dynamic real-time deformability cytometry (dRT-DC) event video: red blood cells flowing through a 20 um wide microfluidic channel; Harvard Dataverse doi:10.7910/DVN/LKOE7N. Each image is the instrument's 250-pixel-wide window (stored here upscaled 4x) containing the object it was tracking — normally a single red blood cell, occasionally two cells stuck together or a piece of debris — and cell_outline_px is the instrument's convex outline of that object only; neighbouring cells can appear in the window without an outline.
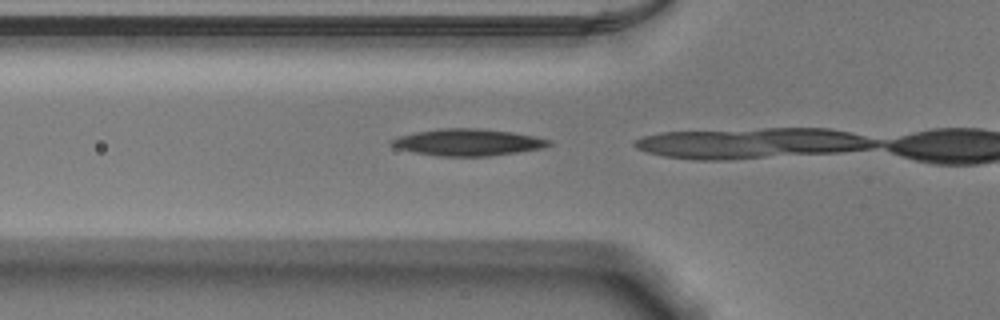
{"species": "Egyptian fruit bat (a non-hibernating species)", "species_latin": "Rousettus aegyptiacus", "temperature_condition": "warm", "stored_images_in_passage": 6, "camera_frame_rate_fps": 3000, "um_per_image_px": 0.085, "animal": {"sex": "male"}, "frame": {"image": 1, "passage_image": 5, "time_ms": 1.333, "image_size_px": [1000, 320], "cell_outline_px": [[552, 144], [540, 148], [516, 152], [488, 156], [440, 156], [412, 152], [396, 148], [388, 144], [388, 140], [400, 136], [416, 132], [440, 128], [476, 128], [512, 132], [552, 140]], "centroid_in_image_um": [39.7, 12.09], "position_along_channel_um": 86.1, "area_um2": 24.45}}